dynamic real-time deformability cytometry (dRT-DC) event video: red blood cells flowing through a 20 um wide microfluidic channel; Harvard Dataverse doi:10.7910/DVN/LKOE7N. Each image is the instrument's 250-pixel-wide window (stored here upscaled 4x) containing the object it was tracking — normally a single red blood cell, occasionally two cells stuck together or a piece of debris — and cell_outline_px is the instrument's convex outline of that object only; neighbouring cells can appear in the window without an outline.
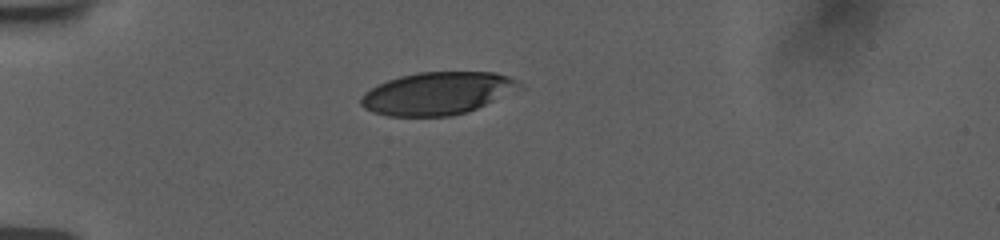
{"species": "human", "species_latin": "Homo sapiens", "temperature_condition": "room temperature", "stored_images_in_passage": 40, "camera_frame_rate_fps": 3000, "um_per_image_px": 0.085, "donor": {"sex": "female"}, "frame": {"image": 1, "passage_image": 1, "time_ms": 0.0, "image_size_px": [1000, 240], "cell_outline_px": [[524, 88], [476, 108], [452, 116], [388, 116], [372, 112], [364, 108], [360, 104], [360, 96], [364, 92], [388, 80], [400, 76], [420, 72], [496, 72], [508, 76], [516, 80]], "centroid_in_image_um": [37.17, 7.93], "position_along_channel_um": 47.8, "area_um2": 39.25}}
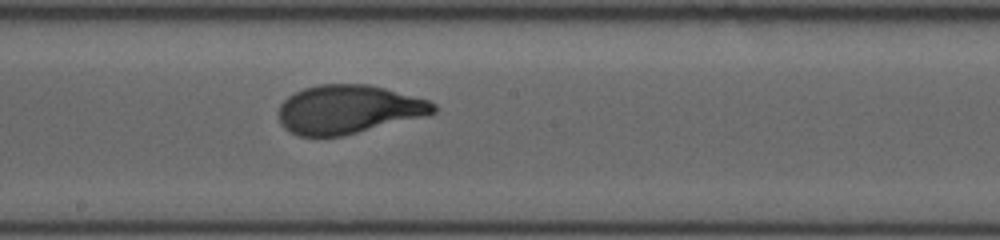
{"frame": {"image": 2, "passage_image": 17, "time_ms": 5.333, "image_size_px": [1000, 240], "cell_outline_px": [[436, 112], [344, 136], [300, 136], [288, 132], [280, 124], [276, 112], [280, 104], [288, 96], [304, 88], [320, 84], [368, 84], [384, 88], [428, 100], [436, 104]], "centroid_in_image_um": [29.53, 9.3], "position_along_channel_um": 218.7, "area_um2": 43.75}}
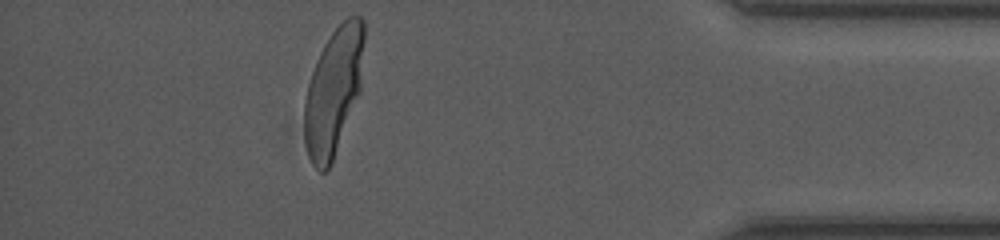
{"frame": {"image": 3, "passage_image": 35, "time_ms": 11.333, "image_size_px": [1000, 240], "cell_outline_px": [[364, 40], [360, 92], [332, 164], [324, 172], [320, 172], [312, 164], [308, 156], [304, 140], [304, 100], [308, 84], [316, 60], [324, 44], [332, 32], [348, 16], [360, 16], [364, 20]], "centroid_in_image_um": [28.34, 7.79], "position_along_channel_um": 406.9, "area_um2": 44.39}, "authors_computed_cell_mechanics": {"area_um2": 43.8991, "velocity_mm_per_s": 3.751, "shape_relaxation_time_tau1_ms": 4.0866, "shape_relaxation_time_tau2_ms": null, "deformation_change_tau1": 0.1944, "deformation_change_tau2": null}}